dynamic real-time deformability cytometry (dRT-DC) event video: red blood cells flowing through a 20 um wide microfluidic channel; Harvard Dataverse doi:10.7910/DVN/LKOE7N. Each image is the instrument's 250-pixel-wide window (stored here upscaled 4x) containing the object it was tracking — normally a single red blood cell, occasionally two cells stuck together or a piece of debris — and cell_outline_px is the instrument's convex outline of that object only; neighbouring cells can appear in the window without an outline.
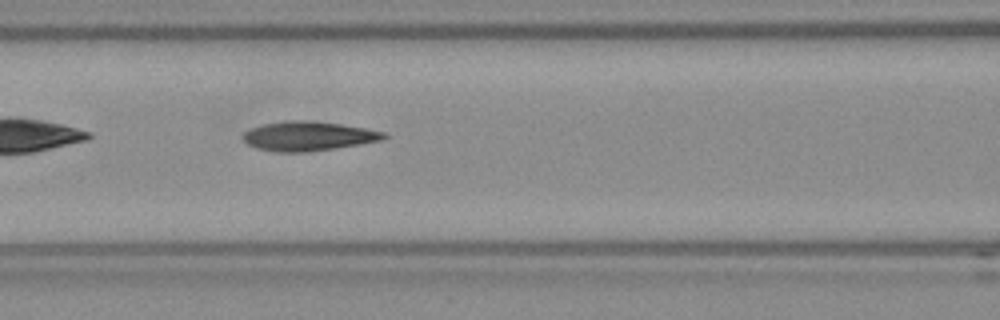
{"species": "Egyptian fruit bat (a non-hibernating species)", "species_latin": "Rousettus aegyptiacus", "temperature_condition": "room temperature", "stored_images_in_passage": 33, "camera_frame_rate_fps": 3000, "um_per_image_px": 0.085, "frame": {"image": 1, "passage_image": 6, "time_ms": 1.667, "image_size_px": [1000, 320], "cell_outline_px": [[388, 136], [384, 140], [336, 148], [308, 152], [276, 152], [256, 148], [248, 144], [240, 136], [244, 132], [252, 128], [264, 124], [288, 120], [312, 120], [340, 124], [388, 132]], "centroid_in_image_um": [26.23, 11.57], "position_along_channel_um": 140.4, "area_um2": 24.28}}